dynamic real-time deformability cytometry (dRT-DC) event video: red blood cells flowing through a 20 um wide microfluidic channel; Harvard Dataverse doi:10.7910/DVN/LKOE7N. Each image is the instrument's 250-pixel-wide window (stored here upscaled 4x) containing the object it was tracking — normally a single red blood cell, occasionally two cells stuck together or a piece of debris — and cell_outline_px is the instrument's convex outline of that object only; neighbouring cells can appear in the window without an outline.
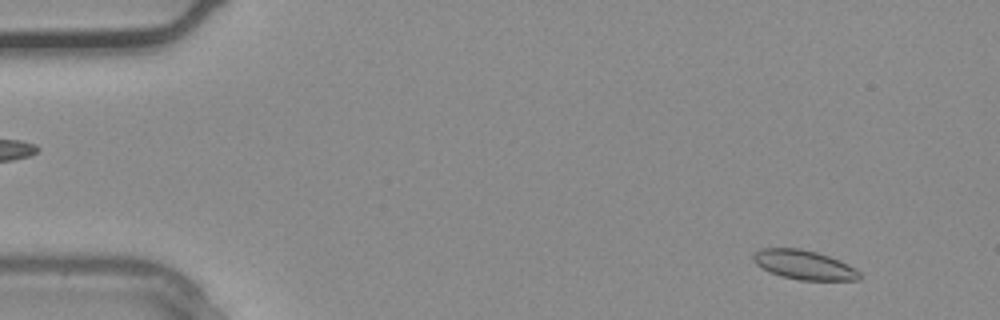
{"species": "common noctule bat (a hibernating species)", "species_latin": "Nyctalus noctula", "temperature_condition": "warm", "stored_images_in_passage": 36, "camera_frame_rate_fps": 3000, "um_per_image_px": 0.085, "animal": {"sex": "male", "body_mass_g": 20.4}, "frame": {"image": 1, "passage_image": 3, "time_ms": 0.667, "image_size_px": [1000, 320], "cell_outline_px": [[860, 280], [800, 280], [768, 272], [760, 268], [752, 260], [752, 256], [760, 248], [800, 248], [816, 252], [828, 256], [848, 264], [860, 272]], "centroid_in_image_um": [68.31, 22.51], "position_along_channel_um": 16.7, "area_um2": 18.09}}
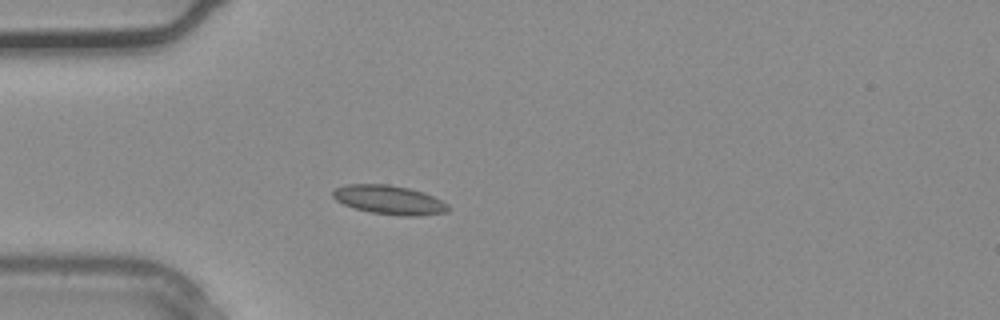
{"frame": {"image": 2, "passage_image": 10, "time_ms": 3.0, "image_size_px": [1000, 320], "cell_outline_px": [[452, 208], [448, 212], [420, 216], [400, 216], [372, 212], [356, 208], [344, 204], [336, 200], [332, 196], [332, 192], [336, 188], [348, 184], [388, 184], [408, 188], [432, 196], [448, 204]], "centroid_in_image_um": [33.11, 17.0], "position_along_channel_um": 51.9, "area_um2": 19.36}}
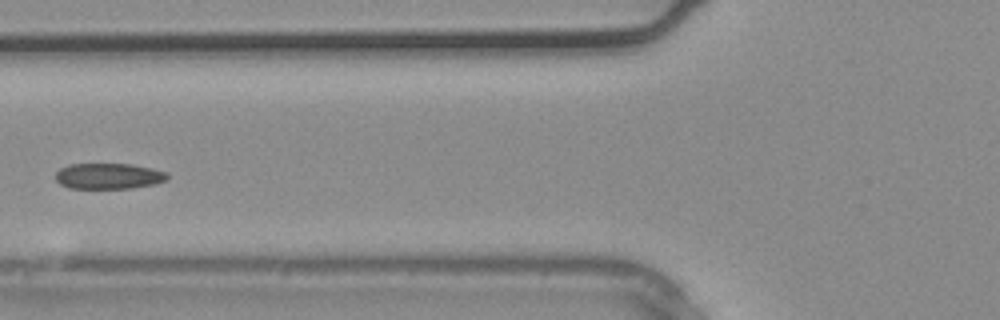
{"frame": {"image": 3, "passage_image": 14, "time_ms": 4.333, "image_size_px": [1000, 320], "cell_outline_px": [[168, 180], [156, 184], [132, 188], [68, 188], [60, 184], [56, 180], [56, 172], [60, 168], [68, 164], [132, 164], [152, 168], [168, 172]], "centroid_in_image_um": [9.26, 14.96], "position_along_channel_um": 116.5, "area_um2": 16.99}}